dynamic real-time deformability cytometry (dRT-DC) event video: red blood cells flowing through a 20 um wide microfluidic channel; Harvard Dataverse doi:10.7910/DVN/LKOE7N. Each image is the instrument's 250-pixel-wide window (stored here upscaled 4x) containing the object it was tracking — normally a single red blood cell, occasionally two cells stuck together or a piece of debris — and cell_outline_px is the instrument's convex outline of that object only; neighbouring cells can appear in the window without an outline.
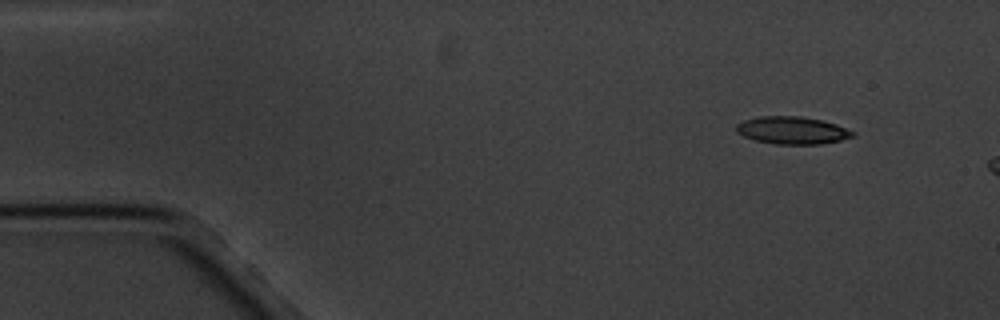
{"species": "common noctule bat (a hibernating species)", "species_latin": "Nyctalus noctula", "temperature_condition": "cold", "stored_images_in_passage": 3, "camera_frame_rate_fps": 3000, "um_per_image_px": 0.085, "animal": {"sex": "male", "body_mass_g": 20.1, "forearm_length_mm": 53.5}, "frame": {"image": 1, "passage_image": 1, "time_ms": 0.0, "image_size_px": [1000, 320], "cell_outline_px": [[856, 136], [840, 140], [820, 144], [776, 144], [756, 140], [744, 136], [736, 132], [736, 124], [744, 120], [756, 116], [800, 116], [820, 120], [836, 124], [856, 132]], "centroid_in_image_um": [67.34, 11.07], "position_along_channel_um": 17.7, "area_um2": 18.67}}